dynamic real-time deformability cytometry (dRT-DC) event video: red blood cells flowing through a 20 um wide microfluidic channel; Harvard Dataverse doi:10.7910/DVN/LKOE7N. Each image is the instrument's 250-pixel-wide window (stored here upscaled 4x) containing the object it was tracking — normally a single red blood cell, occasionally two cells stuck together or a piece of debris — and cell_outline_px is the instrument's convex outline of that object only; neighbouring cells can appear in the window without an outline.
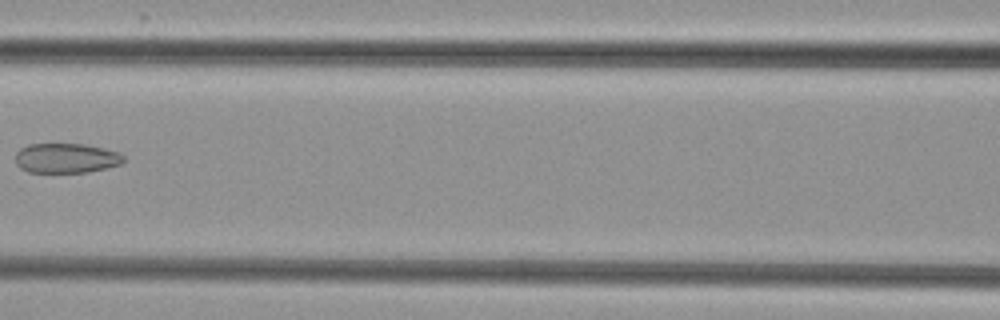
{"species": "common noctule bat (a hibernating species)", "species_latin": "Nyctalus noctula", "temperature_condition": "cold", "stored_images_in_passage": 5, "camera_frame_rate_fps": 3000, "um_per_image_px": 0.085, "animal": {"sex": "female", "body_mass_g": 29.2, "forearm_length_mm": 56.3}, "frame": {"image": 1, "passage_image": 5, "time_ms": 4.667, "image_size_px": [1000, 320], "cell_outline_px": [[124, 160], [120, 164], [108, 168], [88, 172], [28, 172], [20, 168], [16, 164], [16, 152], [20, 148], [28, 144], [88, 144], [120, 152], [124, 156]], "centroid_in_image_um": [5.64, 13.44], "position_along_channel_um": 161.0, "area_um2": 18.96}}